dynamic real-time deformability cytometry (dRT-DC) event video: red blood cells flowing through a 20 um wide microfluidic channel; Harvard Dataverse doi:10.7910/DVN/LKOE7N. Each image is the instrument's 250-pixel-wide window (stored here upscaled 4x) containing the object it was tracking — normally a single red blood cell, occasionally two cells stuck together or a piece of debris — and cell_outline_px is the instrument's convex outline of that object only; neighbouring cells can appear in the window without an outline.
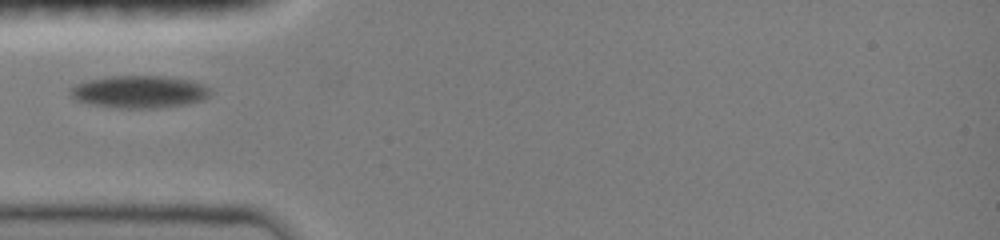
{"species": "common noctule bat (a hibernating species)", "species_latin": "Nyctalus noctula", "temperature_condition": "room temperature", "stored_images_in_passage": 8, "camera_frame_rate_fps": 3000, "um_per_image_px": 0.085, "animal": {"sex": "female", "body_mass_g": 19.0, "forearm_length_mm": 51.5}, "frame": {"image": 1, "passage_image": 1, "time_ms": 0.0, "image_size_px": [1000, 240], "cell_outline_px": [[212, 92], [204, 100], [184, 104], [156, 108], [112, 108], [88, 104], [76, 100], [72, 96], [68, 88], [76, 84], [88, 80], [112, 76], [160, 76], [188, 80], [204, 84]], "centroid_in_image_um": [11.81, 7.81], "position_along_channel_um": 73.2, "area_um2": 26.47}}
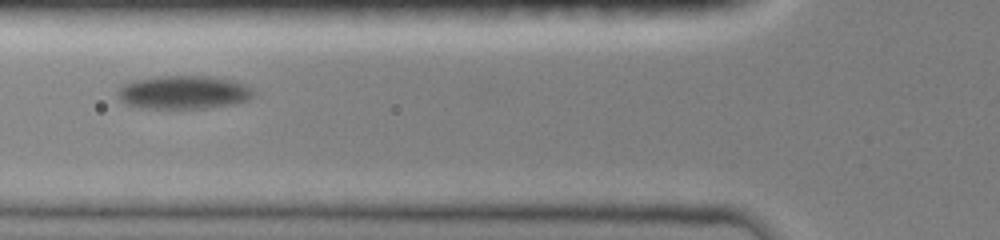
{"frame": {"image": 2, "passage_image": 7, "time_ms": 1.0, "image_size_px": [1000, 240], "cell_outline_px": [[256, 92], [248, 100], [232, 104], [208, 108], [140, 108], [124, 104], [120, 100], [116, 92], [124, 84], [132, 80], [156, 76], [212, 76], [232, 80], [244, 84], [252, 88]], "centroid_in_image_um": [15.59, 7.84], "position_along_channel_um": 110.2, "area_um2": 26.7}}